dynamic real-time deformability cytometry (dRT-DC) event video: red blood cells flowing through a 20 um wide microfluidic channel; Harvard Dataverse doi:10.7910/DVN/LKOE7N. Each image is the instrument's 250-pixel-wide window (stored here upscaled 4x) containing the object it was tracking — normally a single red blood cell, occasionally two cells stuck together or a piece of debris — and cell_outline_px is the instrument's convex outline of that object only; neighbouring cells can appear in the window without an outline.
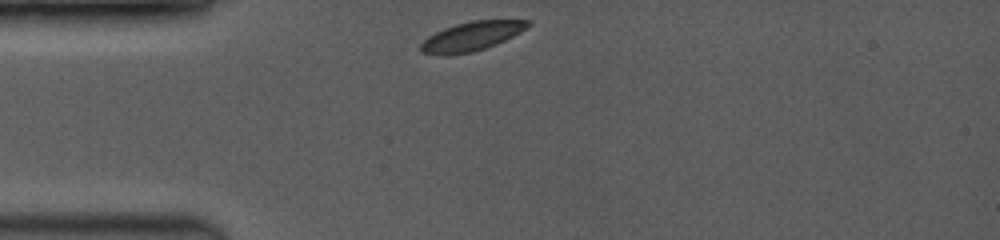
{"species": "common noctule bat (a hibernating species)", "species_latin": "Nyctalus noctula", "temperature_condition": "room temperature", "stored_images_in_passage": 3, "camera_frame_rate_fps": 3500, "um_per_image_px": 0.085, "animal": {"sex": "female", "body_mass_g": 19.0, "forearm_length_mm": 53.3}, "frame": {"image": 1, "passage_image": 1, "time_ms": 0.0, "image_size_px": [1000, 240], "cell_outline_px": [[532, 24], [528, 28], [504, 40], [484, 48], [472, 52], [420, 52], [420, 44], [428, 36], [444, 28], [456, 24], [472, 20], [532, 20]], "centroid_in_image_um": [40.17, 3.02], "position_along_channel_um": 44.8, "area_um2": 17.4}}
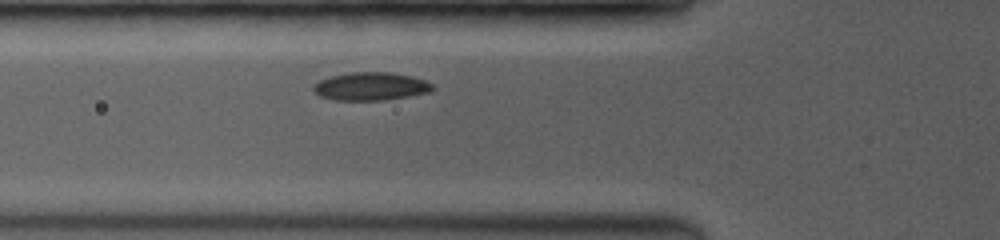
{"frame": {"image": 2, "passage_image": 3, "time_ms": 1.714, "image_size_px": [1000, 240], "cell_outline_px": [[432, 88], [428, 92], [408, 96], [384, 100], [336, 100], [320, 96], [312, 88], [312, 84], [328, 76], [352, 72], [392, 72], [412, 76], [424, 80], [432, 84]], "centroid_in_image_um": [31.47, 7.33], "position_along_channel_um": 94.3, "area_um2": 19.42}}